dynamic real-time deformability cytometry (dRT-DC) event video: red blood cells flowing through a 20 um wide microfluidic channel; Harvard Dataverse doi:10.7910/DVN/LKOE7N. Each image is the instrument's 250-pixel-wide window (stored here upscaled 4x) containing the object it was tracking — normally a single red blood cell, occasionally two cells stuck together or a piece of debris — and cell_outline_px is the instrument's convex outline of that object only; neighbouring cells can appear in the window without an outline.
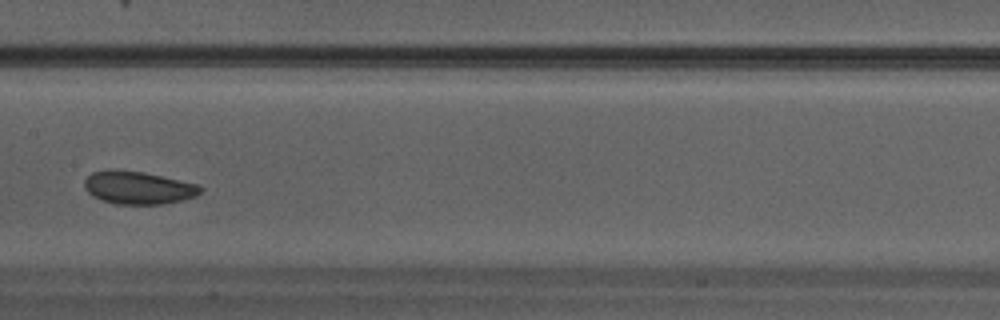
{"species": "Egyptian fruit bat (a non-hibernating species)", "species_latin": "Rousettus aegyptiacus", "temperature_condition": "warm", "stored_images_in_passage": 30, "camera_frame_rate_fps": 3000, "um_per_image_px": 0.085, "animal": {"sex": "male"}, "frame": {"image": 1, "passage_image": 13, "time_ms": 4.0, "image_size_px": [1000, 320], "cell_outline_px": [[204, 188], [196, 196], [164, 204], [116, 204], [100, 200], [92, 196], [84, 188], [84, 180], [92, 172], [108, 168], [144, 172], [196, 184]], "centroid_in_image_um": [11.69, 15.94], "position_along_channel_um": 195.7, "area_um2": 22.31}}
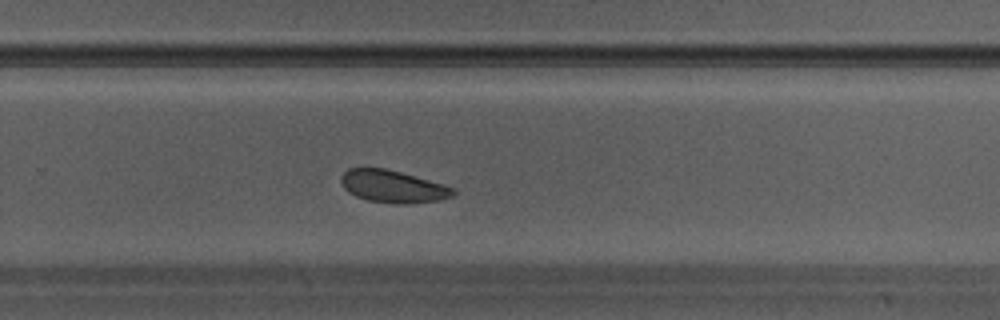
{"frame": {"image": 2, "passage_image": 18, "time_ms": 5.667, "image_size_px": [1000, 320], "cell_outline_px": [[456, 192], [452, 196], [440, 200], [408, 204], [396, 204], [368, 200], [356, 196], [348, 192], [344, 188], [340, 180], [340, 176], [348, 168], [384, 168], [400, 172], [444, 184], [456, 188]], "centroid_in_image_um": [33.4, 15.85], "position_along_channel_um": 296.4, "area_um2": 21.21}}